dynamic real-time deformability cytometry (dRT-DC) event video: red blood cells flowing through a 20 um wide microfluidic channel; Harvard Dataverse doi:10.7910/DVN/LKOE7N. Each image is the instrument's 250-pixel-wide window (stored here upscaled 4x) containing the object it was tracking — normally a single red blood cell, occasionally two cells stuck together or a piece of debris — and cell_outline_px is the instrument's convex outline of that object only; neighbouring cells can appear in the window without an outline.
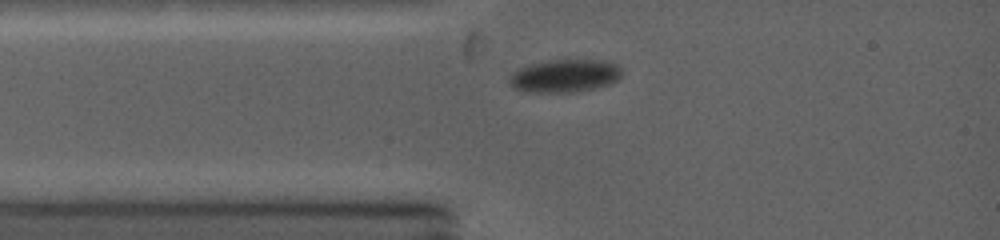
{"species": "common noctule bat (a hibernating species)", "species_latin": "Nyctalus noctula", "temperature_condition": "warm", "stored_images_in_passage": 18, "camera_frame_rate_fps": 5000, "um_per_image_px": 0.085, "animal": {"sex": "female", "body_mass_g": 19.0, "forearm_length_mm": 53.3}, "frame": {"image": 1, "passage_image": 6, "time_ms": 2.0, "image_size_px": [1000, 240], "cell_outline_px": [[620, 76], [616, 80], [608, 84], [592, 88], [564, 92], [540, 92], [516, 88], [512, 84], [512, 76], [516, 72], [524, 68], [536, 64], [556, 60], [596, 60], [616, 64], [620, 68]], "centroid_in_image_um": [48.1, 6.44], "position_along_channel_um": 36.9, "area_um2": 20.11}}
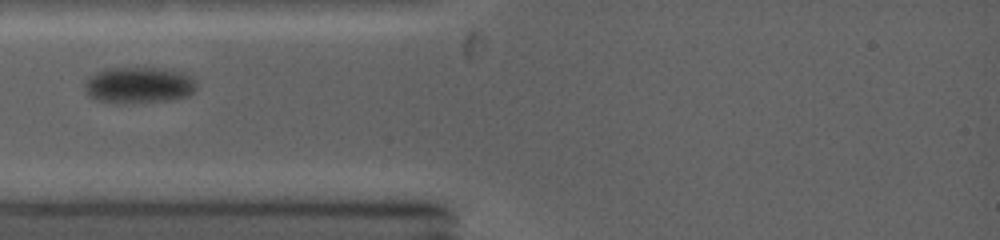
{"frame": {"image": 2, "passage_image": 8, "time_ms": 3.0, "image_size_px": [1000, 240], "cell_outline_px": [[192, 92], [184, 96], [164, 100], [100, 100], [92, 96], [88, 92], [88, 80], [92, 76], [100, 72], [112, 68], [136, 64], [160, 68], [180, 72], [192, 84]], "centroid_in_image_um": [11.78, 7.14], "position_along_channel_um": 73.2, "area_um2": 21.85}}
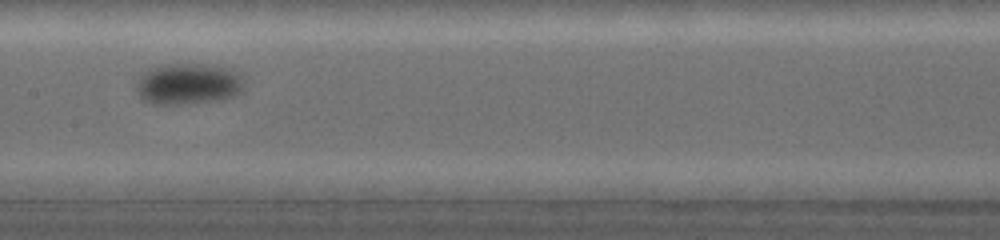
{"frame": {"image": 3, "passage_image": 13, "time_ms": 6.0, "image_size_px": [1000, 240], "cell_outline_px": [[236, 88], [232, 92], [224, 96], [208, 100], [168, 104], [152, 104], [140, 96], [140, 80], [144, 76], [156, 68], [168, 64], [216, 64], [228, 72], [232, 76], [236, 84]], "centroid_in_image_um": [15.81, 7.11], "position_along_channel_um": 191.6, "area_um2": 22.77}}